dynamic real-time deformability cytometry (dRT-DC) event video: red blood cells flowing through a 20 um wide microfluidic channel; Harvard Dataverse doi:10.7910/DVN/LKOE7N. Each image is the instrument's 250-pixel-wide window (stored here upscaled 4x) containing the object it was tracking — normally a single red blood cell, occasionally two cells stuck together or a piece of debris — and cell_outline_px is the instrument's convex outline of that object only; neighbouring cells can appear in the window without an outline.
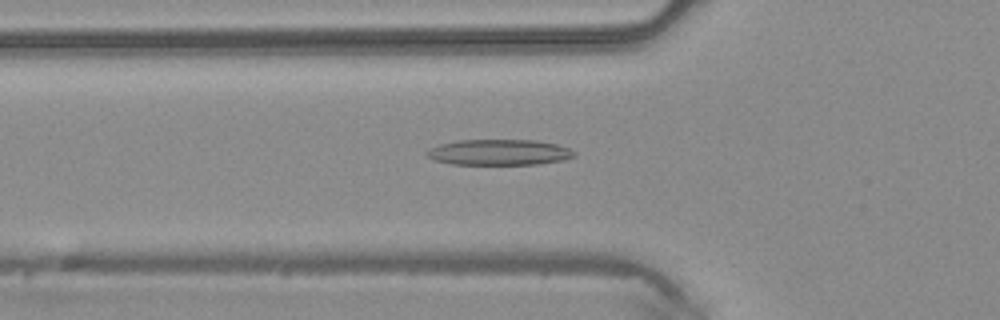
{"species": "common noctule bat (a hibernating species)", "species_latin": "Nyctalus noctula", "temperature_condition": "warm", "stored_images_in_passage": 46, "camera_frame_rate_fps": 3000, "um_per_image_px": 0.085, "animal": {"sex": "male", "body_mass_g": 20.4}, "frame": {"image": 1, "passage_image": 16, "time_ms": 5.0, "image_size_px": [1000, 320], "cell_outline_px": [[576, 156], [564, 160], [536, 164], [452, 164], [432, 160], [424, 152], [428, 148], [440, 144], [460, 140], [536, 140], [556, 144], [568, 148], [576, 152]], "centroid_in_image_um": [42.41, 12.94], "position_along_channel_um": 83.4, "area_um2": 22.2}}
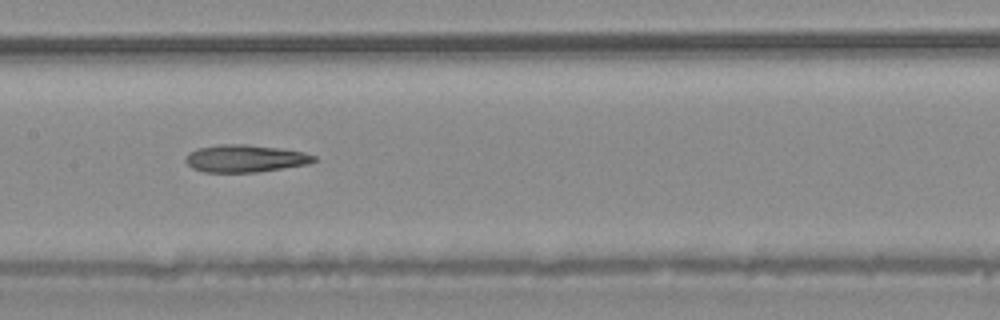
{"frame": {"image": 2, "passage_image": 23, "time_ms": 7.333, "image_size_px": [1000, 320], "cell_outline_px": [[316, 160], [308, 164], [256, 172], [204, 172], [192, 168], [184, 160], [184, 156], [188, 152], [196, 148], [220, 144], [248, 144], [304, 152], [316, 156]], "centroid_in_image_um": [20.78, 13.46], "position_along_channel_um": 186.6, "area_um2": 20.52}}
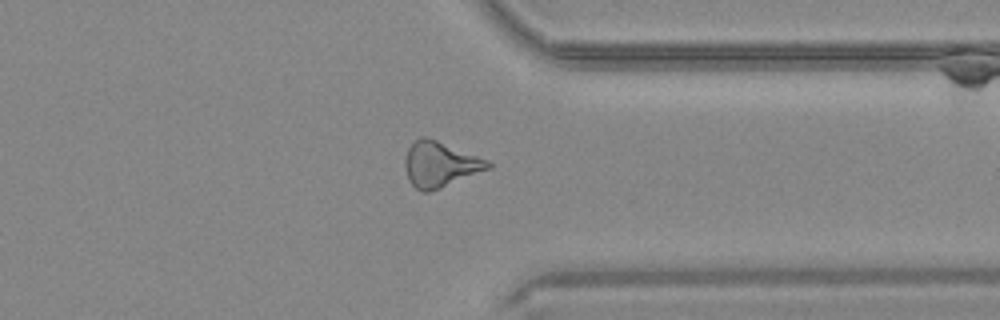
{"frame": {"image": 3, "passage_image": 36, "time_ms": 11.667, "image_size_px": [1000, 320], "cell_outline_px": [[492, 168], [440, 188], [428, 192], [420, 192], [408, 180], [404, 164], [404, 160], [408, 148], [416, 140], [424, 136], [436, 140], [488, 160], [492, 164]], "centroid_in_image_um": [37.4, 13.99], "position_along_channel_um": 374.0, "area_um2": 21.79}}